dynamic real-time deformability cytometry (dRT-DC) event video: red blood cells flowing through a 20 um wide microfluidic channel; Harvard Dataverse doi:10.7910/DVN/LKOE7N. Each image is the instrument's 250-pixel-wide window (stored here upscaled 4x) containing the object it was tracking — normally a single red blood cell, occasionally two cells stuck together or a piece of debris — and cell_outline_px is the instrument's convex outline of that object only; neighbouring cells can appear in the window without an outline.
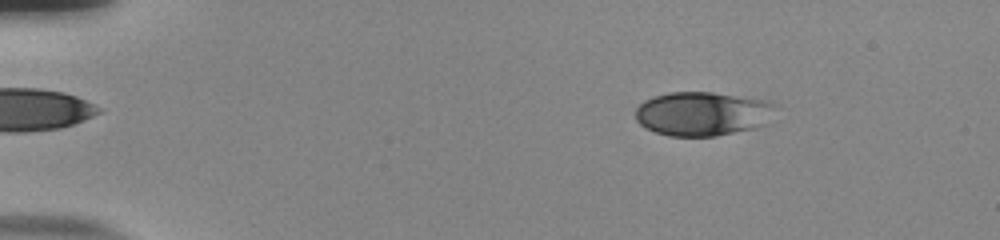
{"species": "human", "species_latin": "Homo sapiens", "temperature_condition": "room temperature", "stored_images_in_passage": 53, "camera_frame_rate_fps": 3000, "um_per_image_px": 0.085, "donor": {"sex": "male"}, "frame": {"image": 1, "passage_image": 8, "time_ms": 2.333, "image_size_px": [1000, 240], "cell_outline_px": [[772, 104], [760, 124], [752, 128], [716, 136], [668, 136], [656, 132], [640, 124], [636, 120], [636, 108], [644, 100], [668, 92], [712, 92], [764, 100]], "centroid_in_image_um": [59.54, 9.66], "position_along_channel_um": 25.5, "area_um2": 34.74}}
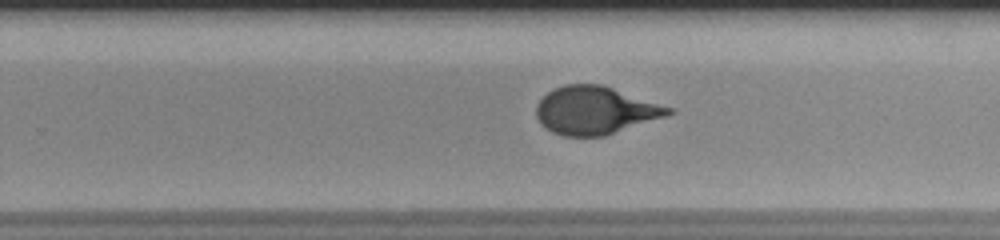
{"frame": {"image": 2, "passage_image": 35, "time_ms": 11.333, "image_size_px": [1000, 240], "cell_outline_px": [[676, 112], [668, 116], [604, 136], [564, 136], [552, 132], [540, 124], [536, 116], [536, 104], [552, 88], [564, 84], [600, 84], [676, 108]], "centroid_in_image_um": [50.63, 9.38], "position_along_channel_um": 279.2, "area_um2": 37.22}}
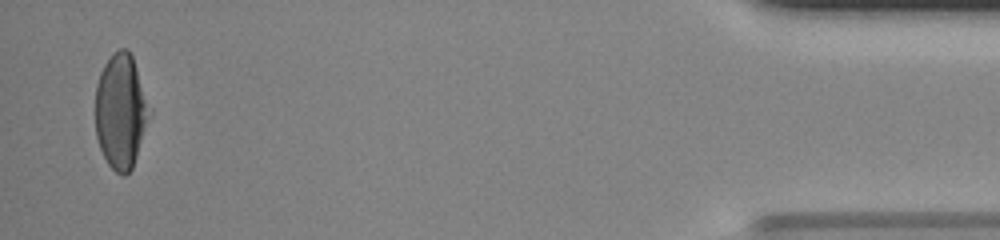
{"frame": {"image": 3, "passage_image": 52, "time_ms": 17.0, "image_size_px": [1000, 240], "cell_outline_px": [[152, 108], [132, 168], [124, 176], [116, 172], [108, 164], [100, 148], [96, 136], [96, 84], [100, 72], [104, 64], [120, 48], [128, 48], [132, 56]], "centroid_in_image_um": [10.28, 9.44], "position_along_channel_um": 424.9, "area_um2": 35.95}, "authors_computed_cell_mechanics": {"area_um2": 36.6452, "velocity_mm_per_s": 3.8677, "shape_relaxation_time_tau1_ms": 7.3393, "shape_relaxation_time_tau2_ms": null, "deformation_change_tau1": 0.2351, "deformation_change_tau2": null}}